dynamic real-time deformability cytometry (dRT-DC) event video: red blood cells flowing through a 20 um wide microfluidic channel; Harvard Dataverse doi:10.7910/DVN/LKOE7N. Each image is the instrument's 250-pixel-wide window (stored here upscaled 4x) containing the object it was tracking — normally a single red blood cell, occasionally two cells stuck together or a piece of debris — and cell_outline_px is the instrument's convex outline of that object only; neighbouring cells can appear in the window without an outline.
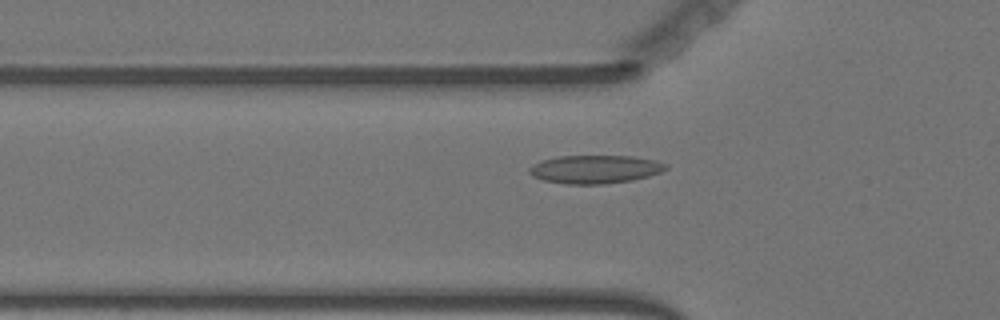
{"species": "Egyptian fruit bat (a non-hibernating species)", "species_latin": "Rousettus aegyptiacus", "temperature_condition": "warm", "stored_images_in_passage": 57, "camera_frame_rate_fps": 3000, "um_per_image_px": 0.085, "animal": {"sex": "female"}, "frame": {"image": 1, "passage_image": 19, "time_ms": 6.0, "image_size_px": [1000, 320], "cell_outline_px": [[668, 168], [660, 172], [648, 176], [632, 180], [604, 184], [564, 184], [544, 180], [532, 176], [528, 172], [528, 168], [532, 164], [540, 160], [556, 156], [632, 156], [656, 160], [668, 164]], "centroid_in_image_um": [50.55, 14.38], "position_along_channel_um": 75.2, "area_um2": 22.72}}
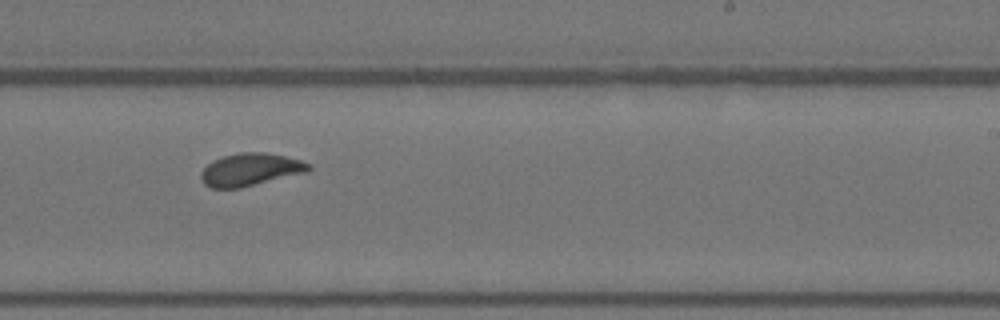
{"frame": {"image": 2, "passage_image": 35, "time_ms": 11.333, "image_size_px": [1000, 320], "cell_outline_px": [[312, 168], [308, 172], [240, 188], [212, 188], [204, 184], [200, 176], [200, 172], [212, 160], [224, 156], [240, 152], [264, 152], [284, 156], [300, 160], [312, 164]], "centroid_in_image_um": [21.29, 14.41], "position_along_channel_um": 267.7, "area_um2": 20.52}}
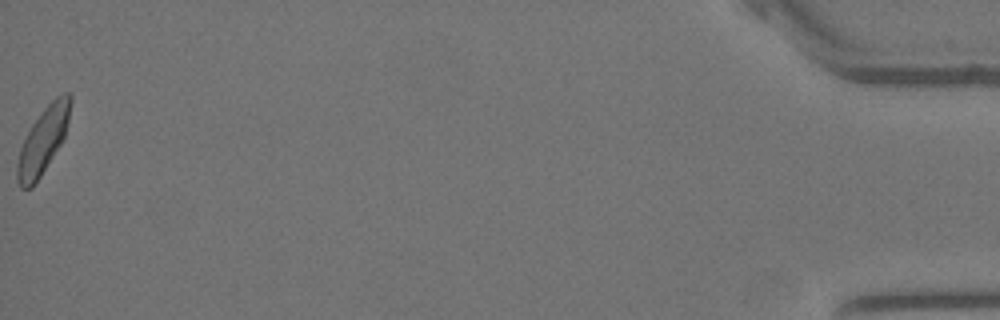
{"frame": {"image": 3, "passage_image": 57, "time_ms": 18.667, "image_size_px": [1000, 320], "cell_outline_px": [[72, 100], [68, 120], [64, 136], [60, 144], [40, 176], [32, 188], [20, 188], [16, 180], [16, 164], [20, 148], [32, 124], [44, 108], [56, 96], [64, 92], [68, 92], [72, 96]], "centroid_in_image_um": [3.64, 11.94], "position_along_channel_um": 431.6, "area_um2": 20.17}, "authors_computed_cell_mechanics": {"area_um2": 20.4612, "velocity_mm_per_s": 3.5898, "shape_relaxation_time_tau1_ms": 5.8342, "shape_relaxation_time_tau2_ms": 1.1619, "deformation_change_tau1": 0.1561, "deformation_change_tau2": 0.0544}}